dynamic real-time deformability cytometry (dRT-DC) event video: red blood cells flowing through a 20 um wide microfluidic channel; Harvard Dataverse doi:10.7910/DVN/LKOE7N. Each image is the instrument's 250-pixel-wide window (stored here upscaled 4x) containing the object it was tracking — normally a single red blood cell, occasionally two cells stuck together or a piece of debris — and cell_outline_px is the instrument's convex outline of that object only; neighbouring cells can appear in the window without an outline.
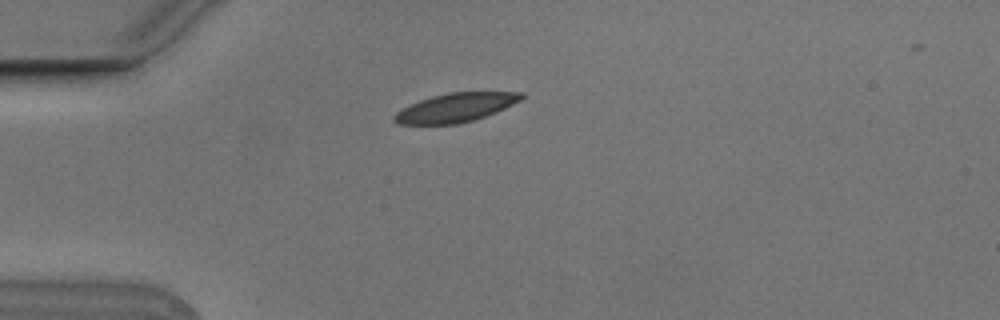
{"species": "Egyptian fruit bat (a non-hibernating species)", "species_latin": "Rousettus aegyptiacus", "temperature_condition": "cold", "stored_images_in_passage": 4, "camera_frame_rate_fps": 3000, "um_per_image_px": 0.085, "animal": {"sex": "male"}, "frame": {"image": 1, "passage_image": 1, "time_ms": 0.0, "image_size_px": [1000, 320], "cell_outline_px": [[524, 96], [520, 100], [496, 112], [472, 120], [456, 124], [396, 124], [392, 120], [392, 116], [400, 108], [420, 100], [432, 96], [448, 92], [524, 92]], "centroid_in_image_um": [38.66, 9.14], "position_along_channel_um": 46.3, "area_um2": 21.33}}
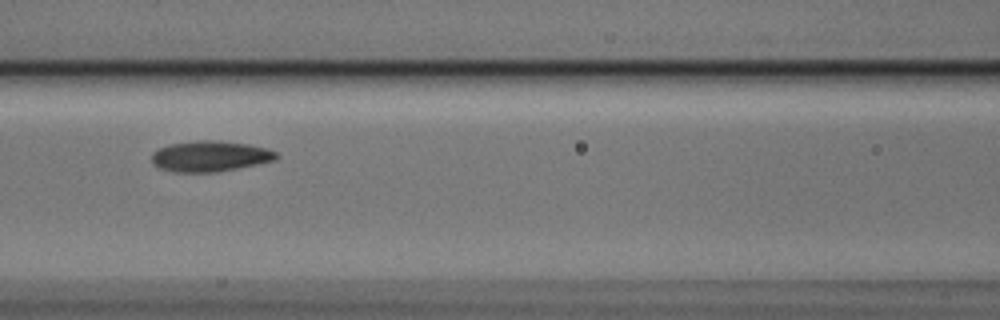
{"frame": {"image": 2, "passage_image": 4, "time_ms": 1.0, "image_size_px": [1000, 320], "cell_outline_px": [[280, 156], [276, 160], [216, 172], [172, 172], [160, 168], [152, 164], [152, 152], [168, 144], [196, 140], [216, 140], [248, 144], [268, 148], [276, 152]], "centroid_in_image_um": [17.85, 13.27], "position_along_channel_um": 148.8, "area_um2": 22.43}}